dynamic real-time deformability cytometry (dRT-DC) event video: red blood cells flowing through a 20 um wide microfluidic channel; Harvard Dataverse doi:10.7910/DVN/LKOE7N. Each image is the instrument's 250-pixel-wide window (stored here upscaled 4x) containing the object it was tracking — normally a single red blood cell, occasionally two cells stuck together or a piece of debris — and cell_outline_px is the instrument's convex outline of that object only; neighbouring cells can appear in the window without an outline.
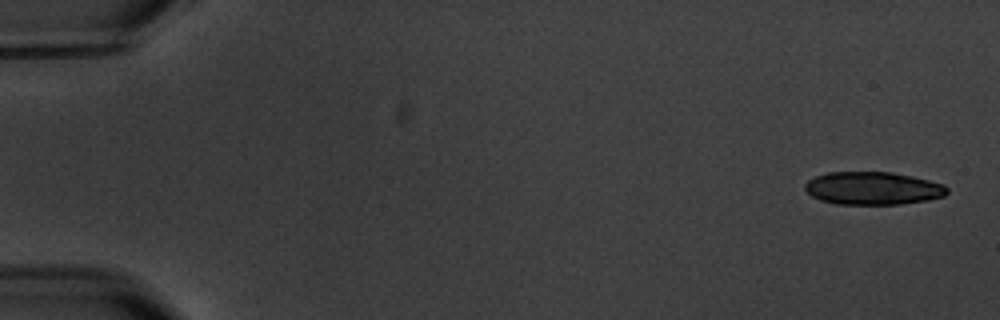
{"species": "common noctule bat (a hibernating species)", "species_latin": "Nyctalus noctula", "temperature_condition": "warm", "stored_images_in_passage": 6, "camera_frame_rate_fps": 3000, "um_per_image_px": 0.085, "animal": {"sex": "male", "body_mass_g": 20.1, "forearm_length_mm": 53.5}, "frame": {"image": 1, "passage_image": 1, "time_ms": 0.0, "image_size_px": [1000, 320], "cell_outline_px": [[948, 192], [944, 196], [928, 200], [900, 204], [836, 204], [820, 200], [812, 196], [804, 188], [804, 184], [808, 180], [816, 176], [828, 172], [892, 172], [912, 176], [944, 184], [948, 188]], "centroid_in_image_um": [74.19, 16.0], "position_along_channel_um": 10.8, "area_um2": 27.28}}